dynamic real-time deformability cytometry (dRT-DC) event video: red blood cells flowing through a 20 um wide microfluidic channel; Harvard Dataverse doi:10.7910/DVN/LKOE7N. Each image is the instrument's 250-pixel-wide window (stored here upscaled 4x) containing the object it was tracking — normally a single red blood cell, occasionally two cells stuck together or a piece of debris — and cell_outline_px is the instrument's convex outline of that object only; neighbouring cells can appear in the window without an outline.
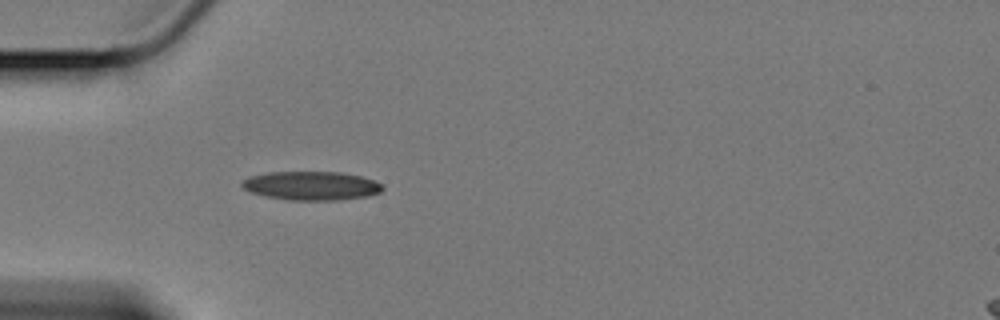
{"species": "Egyptian fruit bat (a non-hibernating species)", "species_latin": "Rousettus aegyptiacus", "temperature_condition": "cold", "stored_images_in_passage": 20, "camera_frame_rate_fps": 3000, "um_per_image_px": 0.085, "animal": {"sex": "female"}, "frame": {"image": 1, "passage_image": 1, "time_ms": 0.0, "image_size_px": [1000, 320], "cell_outline_px": [[384, 188], [380, 192], [368, 196], [336, 200], [288, 200], [264, 196], [252, 192], [244, 188], [240, 184], [248, 176], [268, 172], [344, 172], [360, 176], [372, 180], [380, 184]], "centroid_in_image_um": [26.44, 15.78], "position_along_channel_um": 58.6, "area_um2": 23.52}}
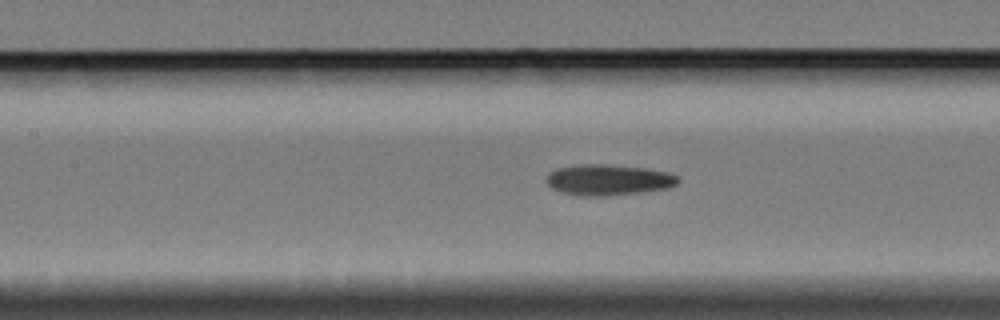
{"frame": {"image": 2, "passage_image": 10, "time_ms": 3.0, "image_size_px": [1000, 320], "cell_outline_px": [[680, 180], [676, 184], [668, 188], [644, 192], [604, 196], [576, 196], [560, 192], [552, 188], [544, 180], [548, 172], [556, 168], [580, 164], [604, 164], [644, 168], [668, 172], [676, 176]], "centroid_in_image_um": [51.65, 15.29], "position_along_channel_um": 155.7, "area_um2": 23.93}}
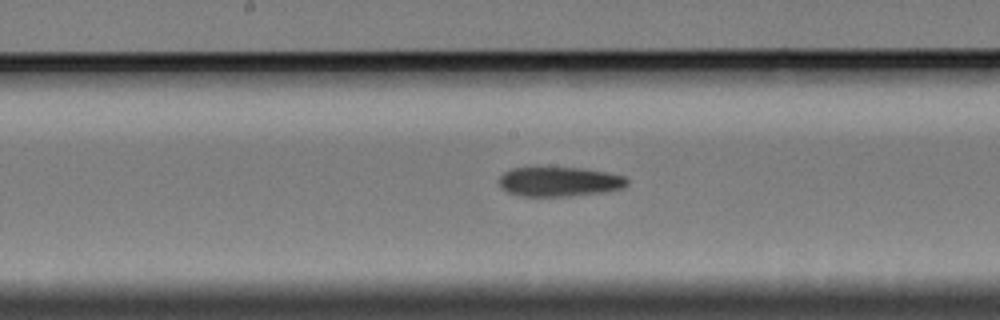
{"frame": {"image": 3, "passage_image": 14, "time_ms": 4.333, "image_size_px": [1000, 320], "cell_outline_px": [[628, 184], [624, 188], [604, 192], [568, 196], [520, 196], [508, 192], [500, 188], [496, 180], [504, 172], [512, 168], [584, 168], [624, 176], [628, 180]], "centroid_in_image_um": [47.51, 15.45], "position_along_channel_um": 200.7, "area_um2": 22.14}}